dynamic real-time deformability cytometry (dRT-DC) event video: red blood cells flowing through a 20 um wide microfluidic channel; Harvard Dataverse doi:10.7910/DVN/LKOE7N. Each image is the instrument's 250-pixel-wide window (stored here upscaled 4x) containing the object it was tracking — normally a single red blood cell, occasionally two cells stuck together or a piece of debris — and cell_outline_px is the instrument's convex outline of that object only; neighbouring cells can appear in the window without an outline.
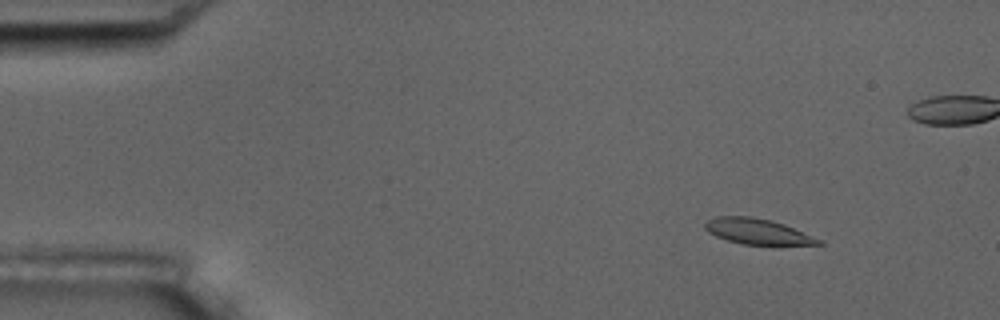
{"species": "common noctule bat (a hibernating species)", "species_latin": "Nyctalus noctula", "temperature_condition": "room temperature", "stored_images_in_passage": 10, "camera_frame_rate_fps": 3000, "um_per_image_px": 0.085, "animal": {"sex": "male", "body_mass_g": 17.5, "forearm_length_mm": 52.3}, "frame": {"image": 1, "passage_image": 2, "time_ms": 1.0, "image_size_px": [1000, 320], "cell_outline_px": [[824, 244], [776, 248], [772, 248], [744, 244], [728, 240], [716, 236], [708, 232], [704, 228], [704, 224], [708, 220], [716, 216], [752, 216], [772, 220], [784, 224], [824, 240]], "centroid_in_image_um": [64.52, 19.74], "position_along_channel_um": 20.5, "area_um2": 18.03}}